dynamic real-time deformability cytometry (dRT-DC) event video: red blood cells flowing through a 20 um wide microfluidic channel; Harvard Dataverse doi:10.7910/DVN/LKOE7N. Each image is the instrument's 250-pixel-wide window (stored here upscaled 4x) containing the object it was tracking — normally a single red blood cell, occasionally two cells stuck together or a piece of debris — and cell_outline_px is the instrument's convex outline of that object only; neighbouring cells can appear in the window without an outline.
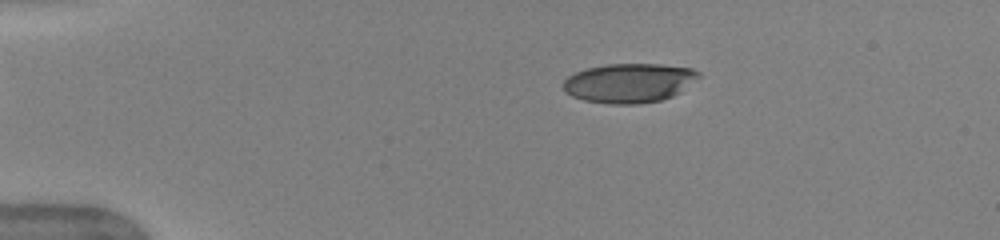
{"species": "human", "species_latin": "Homo sapiens", "temperature_condition": "warm", "stored_images_in_passage": 42, "camera_frame_rate_fps": 3000, "um_per_image_px": 0.085, "donor": {"sex": "female"}, "frame": {"image": 1, "passage_image": 1, "time_ms": 0.0, "image_size_px": [1000, 240], "cell_outline_px": [[700, 76], [672, 96], [660, 100], [636, 104], [608, 104], [584, 100], [572, 96], [564, 88], [564, 80], [568, 76], [576, 72], [588, 68], [608, 64], [660, 64], [692, 68], [700, 72]], "centroid_in_image_um": [53.47, 7.05], "position_along_channel_um": 31.5, "area_um2": 30.63}}
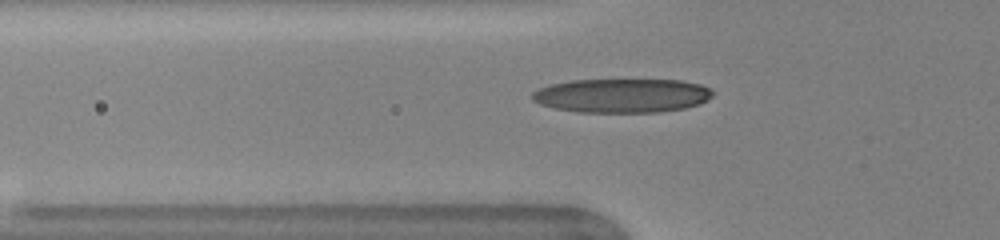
{"frame": {"image": 2, "passage_image": 9, "time_ms": 2.667, "image_size_px": [1000, 240], "cell_outline_px": [[716, 92], [708, 100], [700, 104], [684, 108], [656, 112], [580, 112], [556, 108], [540, 104], [532, 100], [532, 92], [540, 88], [552, 84], [572, 80], [680, 80], [700, 84], [712, 88]], "centroid_in_image_um": [52.92, 8.12], "position_along_channel_um": 72.9, "area_um2": 35.84}}
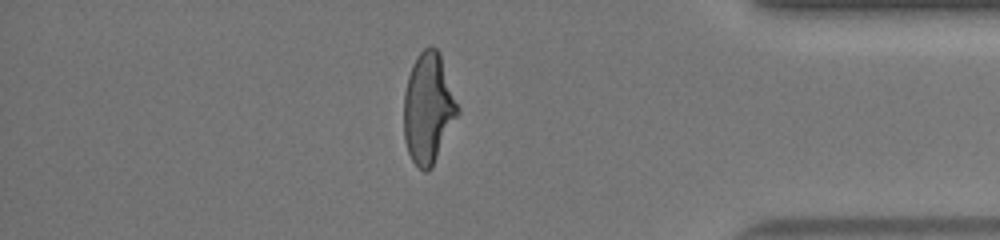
{"frame": {"image": 3, "passage_image": 35, "time_ms": 11.333, "image_size_px": [1000, 240], "cell_outline_px": [[460, 112], [432, 168], [428, 172], [424, 172], [412, 160], [408, 152], [404, 140], [404, 92], [408, 76], [412, 64], [416, 56], [424, 48], [432, 44], [440, 52], [460, 108]], "centroid_in_image_um": [36.42, 9.18], "position_along_channel_um": 398.8, "area_um2": 35.14}, "authors_computed_cell_mechanics": {"area_um2": 34.7956, "velocity_mm_per_s": 4.0269, "shape_relaxation_time_tau1_ms": 5.234, "shape_relaxation_time_tau2_ms": 0.7636, "deformation_change_tau1": 0.2421, "deformation_change_tau2": 0.0886}}